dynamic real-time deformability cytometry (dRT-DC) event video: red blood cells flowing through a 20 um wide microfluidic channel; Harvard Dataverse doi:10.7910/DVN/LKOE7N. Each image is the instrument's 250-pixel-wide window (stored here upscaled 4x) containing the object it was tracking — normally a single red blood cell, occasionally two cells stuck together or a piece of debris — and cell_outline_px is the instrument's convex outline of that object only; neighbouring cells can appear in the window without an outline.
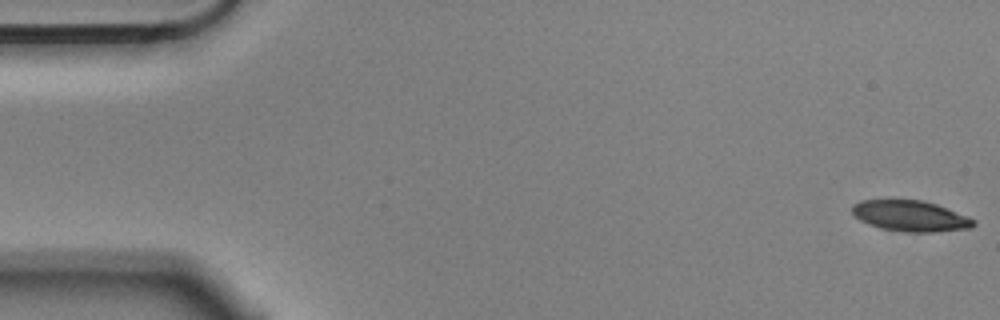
{"species": "Egyptian fruit bat (a non-hibernating species)", "species_latin": "Rousettus aegyptiacus", "temperature_condition": "cold", "stored_images_in_passage": 5, "camera_frame_rate_fps": 3000, "um_per_image_px": 0.085, "animal": {"sex": "male"}, "frame": {"image": 1, "passage_image": 1, "time_ms": 0.0, "image_size_px": [1000, 320], "cell_outline_px": [[976, 224], [972, 228], [936, 232], [900, 232], [880, 228], [868, 224], [860, 220], [852, 212], [852, 204], [860, 200], [892, 196], [924, 200], [936, 204], [968, 216], [976, 220]], "centroid_in_image_um": [77.34, 18.3], "position_along_channel_um": 7.7, "area_um2": 22.95}}
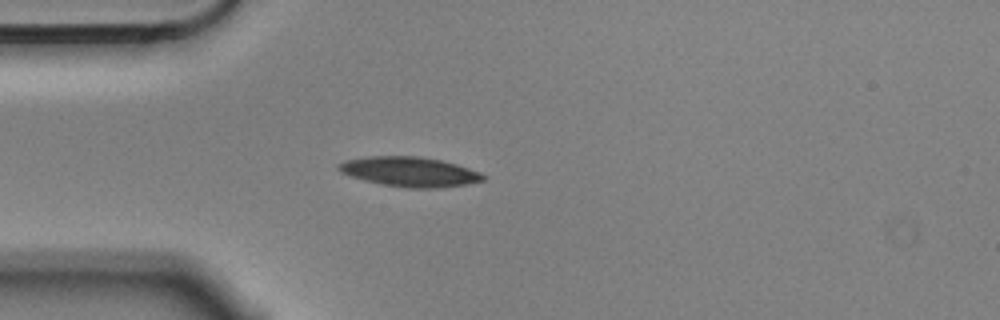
{"frame": {"image": 2, "passage_image": 5, "time_ms": 1.333, "image_size_px": [1000, 320], "cell_outline_px": [[488, 176], [484, 180], [468, 184], [440, 188], [404, 188], [380, 184], [364, 180], [340, 172], [336, 168], [336, 164], [344, 160], [368, 156], [416, 156], [440, 160], [456, 164], [480, 172]], "centroid_in_image_um": [34.81, 14.6], "position_along_channel_um": 50.2, "area_um2": 25.26}}